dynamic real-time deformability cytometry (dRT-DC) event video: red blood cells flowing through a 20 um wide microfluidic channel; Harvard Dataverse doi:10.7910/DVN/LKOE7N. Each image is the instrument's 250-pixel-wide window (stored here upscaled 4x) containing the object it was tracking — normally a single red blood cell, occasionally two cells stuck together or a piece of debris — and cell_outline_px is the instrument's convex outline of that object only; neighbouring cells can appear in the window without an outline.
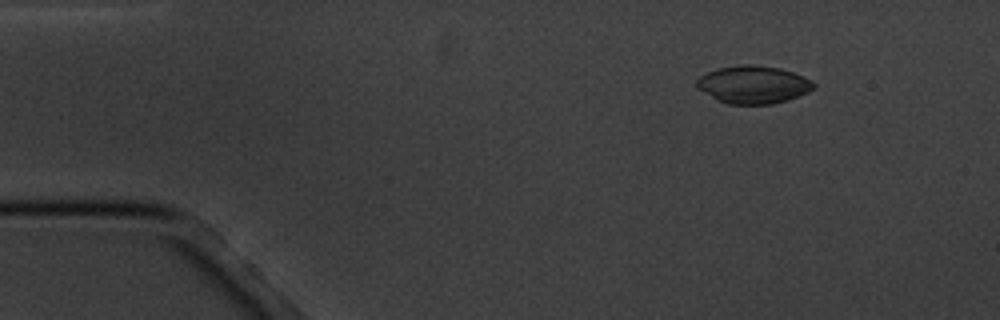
{"species": "common noctule bat (a hibernating species)", "species_latin": "Nyctalus noctula", "temperature_condition": "cold", "stored_images_in_passage": 15, "camera_frame_rate_fps": 3000, "um_per_image_px": 0.085, "animal": {"sex": "male", "body_mass_g": 20.1, "forearm_length_mm": 53.5}, "frame": {"image": 1, "passage_image": 1, "time_ms": 0.0, "image_size_px": [1000, 320], "cell_outline_px": [[816, 88], [808, 92], [788, 100], [772, 104], [728, 104], [716, 100], [696, 88], [696, 80], [700, 76], [708, 72], [720, 68], [740, 64], [752, 64], [780, 68], [804, 76], [812, 80], [816, 84]], "centroid_in_image_um": [64.04, 7.19], "position_along_channel_um": 21.0, "area_um2": 25.95}}
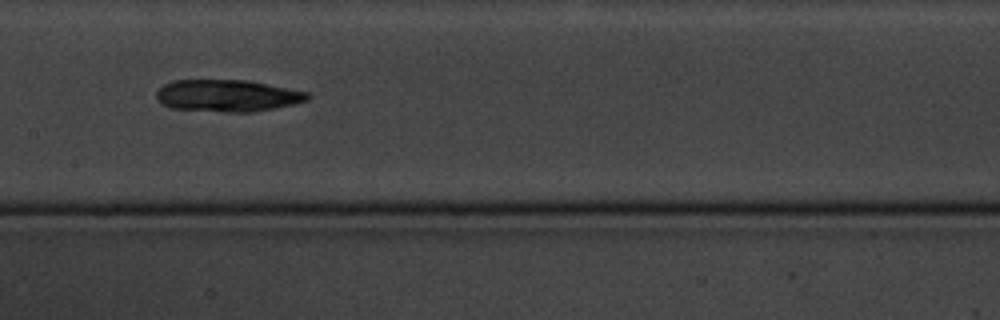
{"frame": {"image": 2, "passage_image": 7, "time_ms": 7.0, "image_size_px": [1000, 320], "cell_outline_px": [[312, 96], [308, 100], [292, 104], [252, 112], [224, 112], [172, 108], [164, 104], [156, 96], [156, 92], [164, 84], [172, 80], [248, 80], [308, 92]], "centroid_in_image_um": [19.34, 8.12], "position_along_channel_um": 188.1, "area_um2": 27.98}}
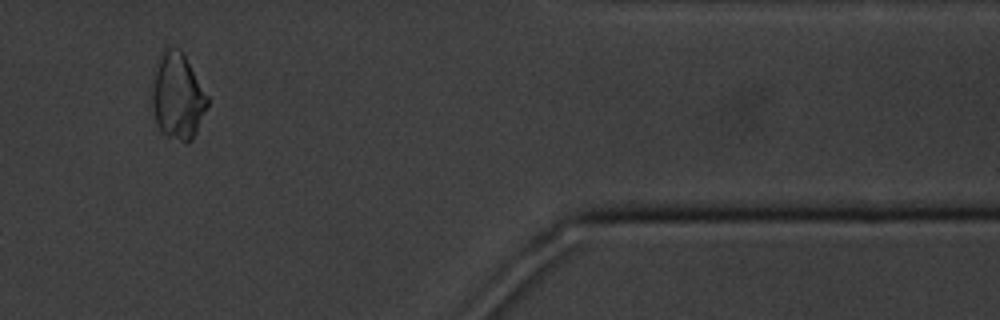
{"frame": {"image": 3, "passage_image": 13, "time_ms": 14.0, "image_size_px": [1000, 320], "cell_outline_px": [[208, 104], [196, 132], [192, 140], [188, 144], [184, 144], [160, 132], [156, 120], [152, 100], [152, 92], [156, 72], [164, 44], [180, 48], [208, 96]], "centroid_in_image_um": [15.11, 8.2], "position_along_channel_um": 396.3, "area_um2": 27.57}}